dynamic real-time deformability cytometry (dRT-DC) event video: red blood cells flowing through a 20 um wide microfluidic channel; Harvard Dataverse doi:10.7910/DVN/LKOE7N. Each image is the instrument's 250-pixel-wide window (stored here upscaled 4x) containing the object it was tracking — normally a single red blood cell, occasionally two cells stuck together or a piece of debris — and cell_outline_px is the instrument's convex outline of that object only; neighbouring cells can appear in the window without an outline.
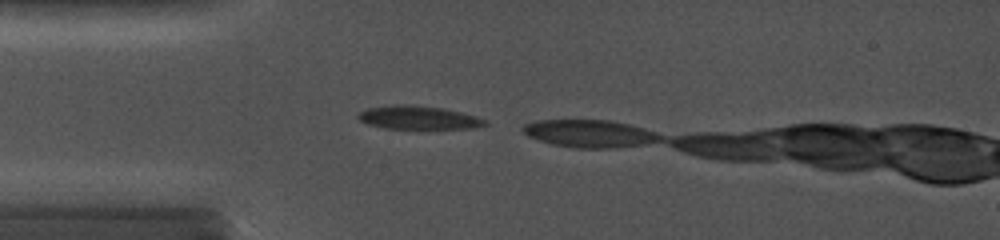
{"species": "common noctule bat (a hibernating species)", "species_latin": "Nyctalus noctula", "temperature_condition": "cold", "stored_images_in_passage": 4, "camera_frame_rate_fps": 5000, "um_per_image_px": 0.085, "animal": {"sex": "female", "body_mass_g": 19.0, "forearm_length_mm": 56.7}, "frame": {"image": 1, "passage_image": 2, "time_ms": 0.2, "image_size_px": [1000, 240], "cell_outline_px": [[488, 124], [472, 128], [384, 128], [368, 124], [360, 120], [356, 116], [360, 112], [368, 108], [392, 104], [408, 104], [444, 108], [476, 116], [488, 120]], "centroid_in_image_um": [35.56, 9.98], "position_along_channel_um": 49.4, "area_um2": 17.22}}